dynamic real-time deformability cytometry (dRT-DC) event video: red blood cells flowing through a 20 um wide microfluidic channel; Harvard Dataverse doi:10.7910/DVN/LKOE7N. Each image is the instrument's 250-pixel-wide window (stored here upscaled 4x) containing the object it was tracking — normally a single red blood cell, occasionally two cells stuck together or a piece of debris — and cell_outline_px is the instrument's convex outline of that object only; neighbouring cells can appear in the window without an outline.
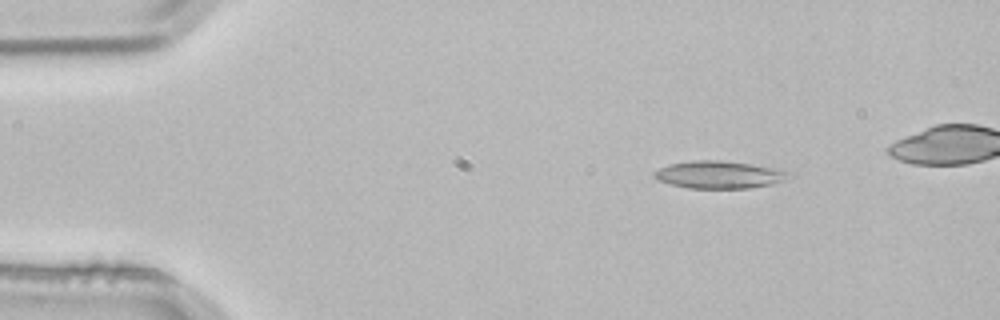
{"species": "common noctule bat (a hibernating species)", "species_latin": "Nyctalus noctula", "temperature_condition": "room temperature", "stored_images_in_passage": 2, "camera_frame_rate_fps": 3000, "um_per_image_px": 0.085, "animal": {"sex": "male", "body_mass_g": 21.5, "forearm_length_mm": 52.0}, "frame": {"image": 1, "passage_image": 1, "time_ms": 0.0, "image_size_px": [1000, 320], "cell_outline_px": [[796, 176], [772, 184], [748, 188], [688, 188], [656, 180], [652, 176], [652, 172], [668, 164], [692, 160], [720, 160], [784, 168]], "centroid_in_image_um": [61.19, 14.83], "position_along_channel_um": 23.8, "area_um2": 22.02}}